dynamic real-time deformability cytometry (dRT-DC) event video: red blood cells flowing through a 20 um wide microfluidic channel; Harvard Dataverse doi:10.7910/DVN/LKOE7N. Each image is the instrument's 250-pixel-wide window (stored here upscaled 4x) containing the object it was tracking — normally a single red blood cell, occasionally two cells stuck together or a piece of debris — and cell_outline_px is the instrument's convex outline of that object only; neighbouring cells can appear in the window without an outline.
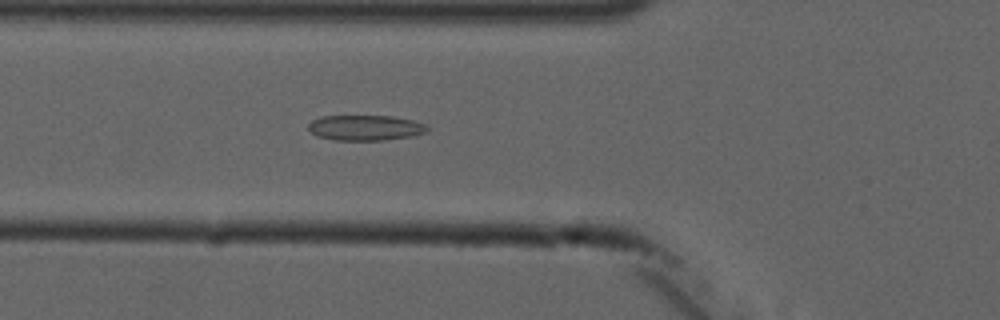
{"species": "common noctule bat (a hibernating species)", "species_latin": "Nyctalus noctula", "temperature_condition": "cold", "stored_images_in_passage": 6, "camera_frame_rate_fps": 3000, "um_per_image_px": 0.085, "animal": {"sex": "male", "forearm_length_mm": 52.5}, "frame": {"image": 1, "passage_image": 6, "time_ms": 5.667, "image_size_px": [1000, 320], "cell_outline_px": [[428, 132], [412, 136], [384, 140], [332, 140], [316, 136], [308, 128], [308, 124], [312, 120], [320, 116], [392, 116], [412, 120], [428, 124]], "centroid_in_image_um": [31.06, 10.86], "position_along_channel_um": 94.7, "area_um2": 17.74}}